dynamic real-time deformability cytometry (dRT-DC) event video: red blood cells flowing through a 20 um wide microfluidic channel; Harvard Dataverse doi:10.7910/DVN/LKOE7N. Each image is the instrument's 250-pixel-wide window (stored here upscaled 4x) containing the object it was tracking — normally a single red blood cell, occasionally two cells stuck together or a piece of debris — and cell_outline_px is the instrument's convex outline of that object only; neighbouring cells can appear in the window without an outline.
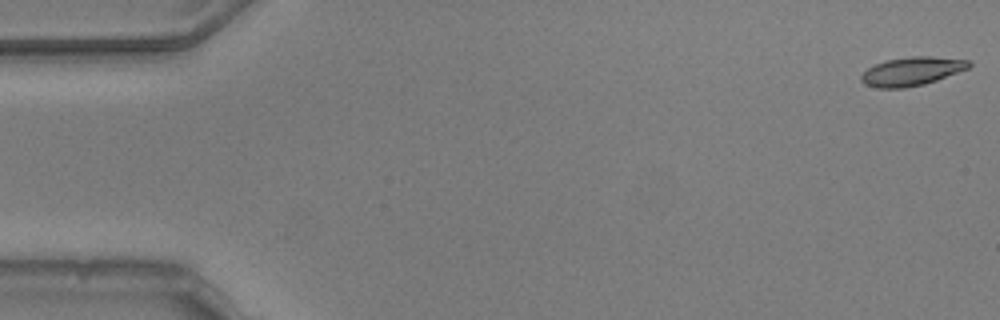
{"species": "common noctule bat (a hibernating species)", "species_latin": "Nyctalus noctula", "temperature_condition": "warm", "stored_images_in_passage": 54, "camera_frame_rate_fps": 3000, "um_per_image_px": 0.085, "animal": {"sex": "male", "body_mass_g": 20.5, "forearm_length_mm": 52.5}, "frame": {"image": 1, "passage_image": 1, "time_ms": 0.0, "image_size_px": [1000, 320], "cell_outline_px": [[972, 64], [968, 68], [936, 80], [924, 84], [904, 88], [876, 88], [864, 84], [860, 80], [860, 76], [868, 68], [876, 64], [888, 60], [912, 56], [932, 56], [972, 60]], "centroid_in_image_um": [77.51, 6.06], "position_along_channel_um": 7.5, "area_um2": 17.92}}
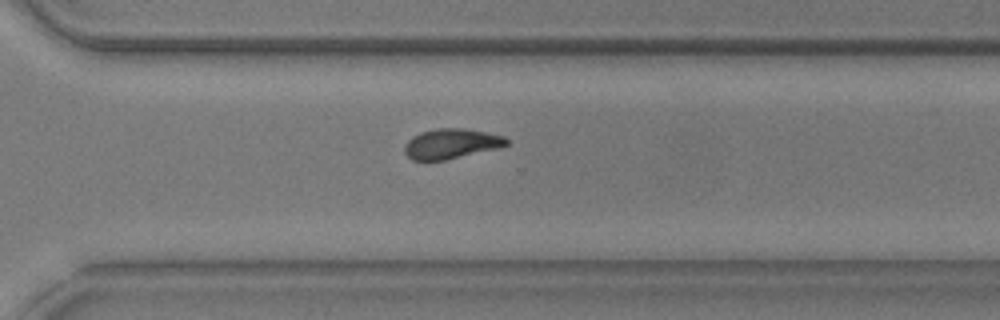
{"frame": {"image": 2, "passage_image": 38, "time_ms": 12.333, "image_size_px": [1000, 320], "cell_outline_px": [[508, 144], [500, 148], [444, 160], [412, 160], [404, 152], [404, 144], [412, 136], [420, 132], [436, 128], [464, 128], [504, 136], [508, 140]], "centroid_in_image_um": [38.34, 12.21], "position_along_channel_um": 332.3, "area_um2": 17.86}}
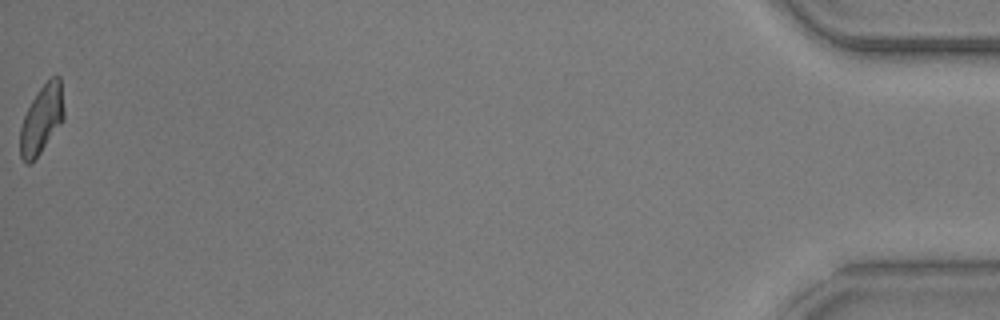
{"frame": {"image": 3, "passage_image": 54, "time_ms": 17.667, "image_size_px": [1000, 320], "cell_outline_px": [[64, 120], [40, 152], [28, 164], [20, 156], [20, 128], [24, 116], [32, 100], [40, 88], [52, 76], [60, 76], [64, 108]], "centroid_in_image_um": [3.56, 10.11], "position_along_channel_um": 431.6, "area_um2": 17.17}, "authors_computed_cell_mechanics": {"area_um2": 18.0914, "velocity_mm_per_s": 3.7787, "shape_relaxation_time_tau1_ms": 4.6296, "shape_relaxation_time_tau2_ms": 1.9389, "deformation_change_tau1": 0.1607, "deformation_change_tau2": 0.0842}}